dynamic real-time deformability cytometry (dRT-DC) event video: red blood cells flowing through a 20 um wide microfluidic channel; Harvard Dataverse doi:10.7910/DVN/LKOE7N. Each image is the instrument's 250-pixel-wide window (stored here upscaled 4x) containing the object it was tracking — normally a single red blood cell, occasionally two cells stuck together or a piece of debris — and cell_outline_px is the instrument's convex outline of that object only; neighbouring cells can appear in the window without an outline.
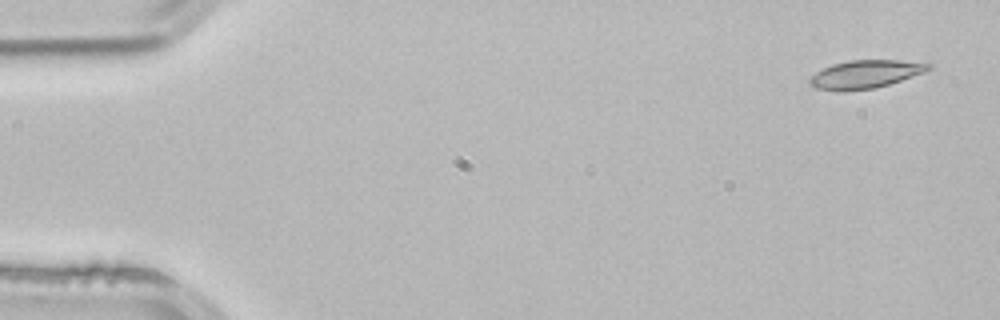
{"species": "common noctule bat (a hibernating species)", "species_latin": "Nyctalus noctula", "temperature_condition": "room temperature", "stored_images_in_passage": 4, "camera_frame_rate_fps": 3000, "um_per_image_px": 0.085, "animal": {"sex": "male", "body_mass_g": 21.5, "forearm_length_mm": 52.0}, "frame": {"image": 1, "passage_image": 1, "time_ms": 0.0, "image_size_px": [1000, 320], "cell_outline_px": [[932, 68], [924, 72], [888, 84], [872, 88], [816, 88], [808, 84], [808, 80], [816, 72], [832, 64], [848, 60], [928, 60], [932, 64]], "centroid_in_image_um": [73.69, 6.23], "position_along_channel_um": 11.3, "area_um2": 18.96}}
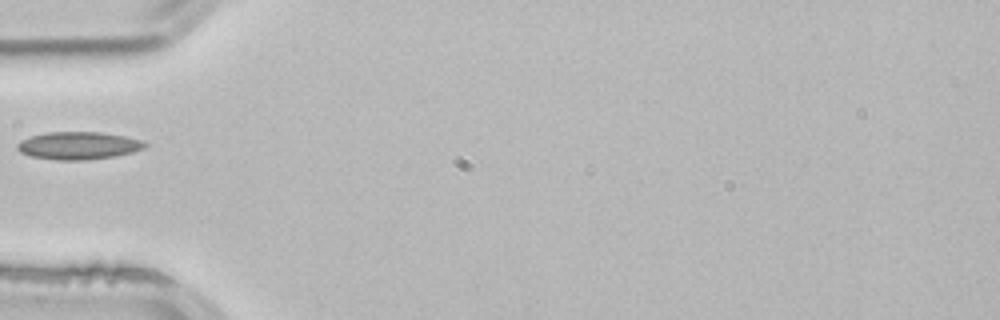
{"frame": {"image": 2, "passage_image": 4, "time_ms": 1.0, "image_size_px": [1000, 320], "cell_outline_px": [[148, 144], [144, 148], [132, 152], [116, 156], [88, 160], [56, 160], [32, 156], [20, 152], [16, 148], [16, 144], [20, 140], [32, 136], [48, 132], [100, 132], [124, 136], [144, 140]], "centroid_in_image_um": [6.68, 12.38], "position_along_channel_um": 78.3, "area_um2": 20.63}}